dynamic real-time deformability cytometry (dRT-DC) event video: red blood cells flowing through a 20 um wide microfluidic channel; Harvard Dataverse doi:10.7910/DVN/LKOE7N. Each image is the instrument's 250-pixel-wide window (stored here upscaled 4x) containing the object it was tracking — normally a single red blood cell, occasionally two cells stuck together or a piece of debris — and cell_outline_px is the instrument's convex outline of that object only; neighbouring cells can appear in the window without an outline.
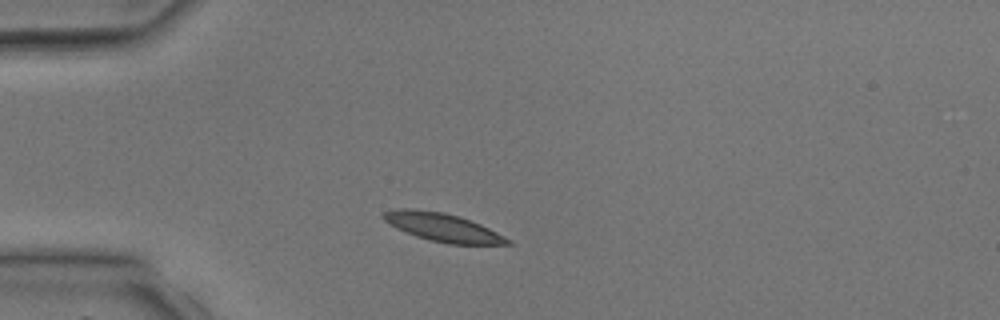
{"species": "common noctule bat (a hibernating species)", "species_latin": "Nyctalus noctula", "temperature_condition": "room temperature", "stored_images_in_passage": 1, "camera_frame_rate_fps": 3000, "um_per_image_px": 0.085, "animal": {"sex": "male", "body_mass_g": 17.9, "forearm_length_mm": 54.2}, "frame": {"image": 1, "passage_image": 1, "time_ms": 0.0, "image_size_px": [1000, 320], "cell_outline_px": [[512, 244], [448, 244], [428, 240], [416, 236], [396, 228], [384, 220], [380, 216], [384, 212], [400, 208], [408, 208], [444, 212], [460, 216], [480, 224], [512, 240]], "centroid_in_image_um": [37.62, 19.32], "position_along_channel_um": 47.4, "area_um2": 20.4}}